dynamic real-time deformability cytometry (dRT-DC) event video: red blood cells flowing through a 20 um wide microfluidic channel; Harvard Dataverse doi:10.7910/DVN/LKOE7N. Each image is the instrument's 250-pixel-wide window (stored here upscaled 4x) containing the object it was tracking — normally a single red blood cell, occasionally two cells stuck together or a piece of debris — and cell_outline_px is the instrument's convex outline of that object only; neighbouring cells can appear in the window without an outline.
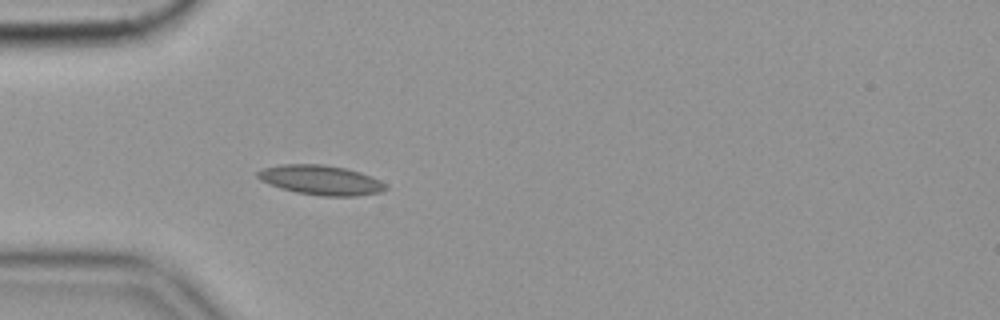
{"species": "common noctule bat (a hibernating species)", "species_latin": "Nyctalus noctula", "temperature_condition": "cold", "stored_images_in_passage": 57, "camera_frame_rate_fps": 3000, "um_per_image_px": 0.085, "animal": {"sex": "female", "body_mass_g": 19.9}, "frame": {"image": 1, "passage_image": 17, "time_ms": 5.333, "image_size_px": [1000, 320], "cell_outline_px": [[388, 188], [380, 192], [356, 196], [320, 196], [296, 192], [280, 188], [268, 184], [260, 180], [256, 176], [256, 172], [264, 168], [280, 164], [324, 164], [344, 168], [360, 172], [380, 180]], "centroid_in_image_um": [27.23, 15.3], "position_along_channel_um": 57.8, "area_um2": 22.14}}
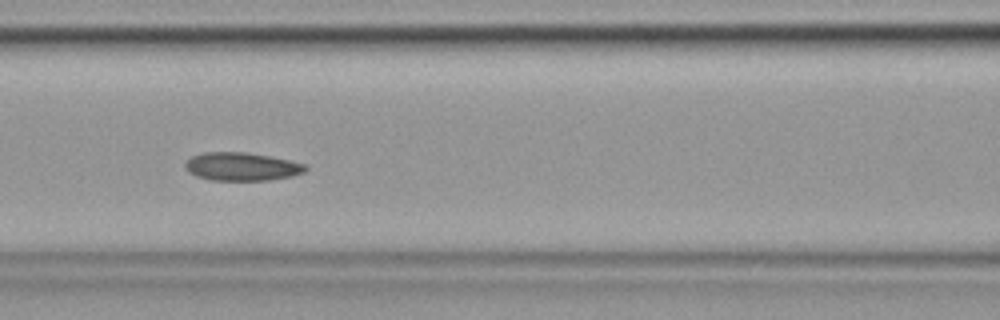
{"frame": {"image": 2, "passage_image": 25, "time_ms": 8.0, "image_size_px": [1000, 320], "cell_outline_px": [[308, 168], [304, 172], [292, 176], [268, 180], [212, 180], [196, 176], [188, 172], [184, 164], [192, 156], [204, 152], [244, 152], [268, 156], [288, 160], [304, 164]], "centroid_in_image_um": [20.53, 14.16], "position_along_channel_um": 146.1, "area_um2": 19.59}}
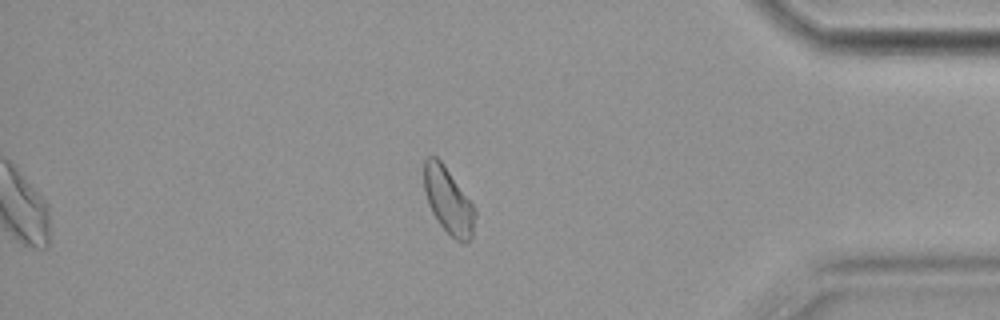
{"frame": {"image": 3, "passage_image": 49, "time_ms": 16.0, "image_size_px": [1000, 320], "cell_outline_px": [[476, 216], [472, 236], [468, 240], [456, 240], [440, 224], [432, 212], [428, 204], [424, 188], [424, 160], [428, 156], [436, 156], [444, 164], [476, 208]], "centroid_in_image_um": [38.11, 17.01], "position_along_channel_um": 397.1, "area_um2": 19.48}, "authors_computed_cell_mechanics": {"area_um2": 20.0566, "velocity_mm_per_s": 3.5118, "shape_relaxation_time_tau1_ms": null, "shape_relaxation_time_tau2_ms": 6.3441, "deformation_change_tau1": null, "deformation_change_tau2": 0.1185}}